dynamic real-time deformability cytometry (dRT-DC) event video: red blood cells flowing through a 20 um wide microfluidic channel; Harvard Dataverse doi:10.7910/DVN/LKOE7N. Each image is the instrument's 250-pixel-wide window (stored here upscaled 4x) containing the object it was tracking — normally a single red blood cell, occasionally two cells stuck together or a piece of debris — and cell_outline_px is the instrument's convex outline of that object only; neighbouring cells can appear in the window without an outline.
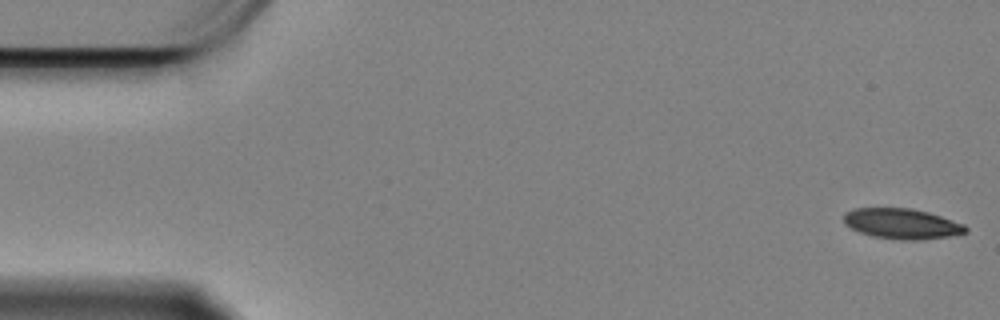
{"species": "Egyptian fruit bat (a non-hibernating species)", "species_latin": "Rousettus aegyptiacus", "temperature_condition": "cold", "stored_images_in_passage": 59, "camera_frame_rate_fps": 3000, "um_per_image_px": 0.085, "animal": {"sex": "female"}, "frame": {"image": 1, "passage_image": 1, "time_ms": 0.0, "image_size_px": [1000, 320], "cell_outline_px": [[968, 232], [948, 236], [916, 240], [900, 240], [872, 236], [860, 232], [844, 224], [844, 212], [852, 208], [912, 208], [928, 212], [964, 224], [968, 228]], "centroid_in_image_um": [76.64, 19.01], "position_along_channel_um": 8.4, "area_um2": 21.56}}
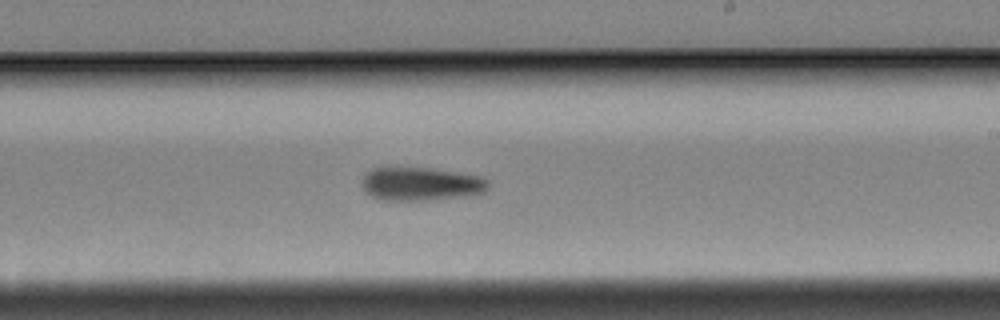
{"frame": {"image": 2, "passage_image": 34, "time_ms": 11.0, "image_size_px": [1000, 320], "cell_outline_px": [[488, 188], [484, 192], [456, 196], [424, 200], [384, 200], [372, 196], [364, 188], [364, 176], [372, 168], [380, 164], [392, 164], [432, 168], [480, 176], [488, 180]], "centroid_in_image_um": [35.7, 15.56], "position_along_channel_um": 253.3, "area_um2": 24.91}}
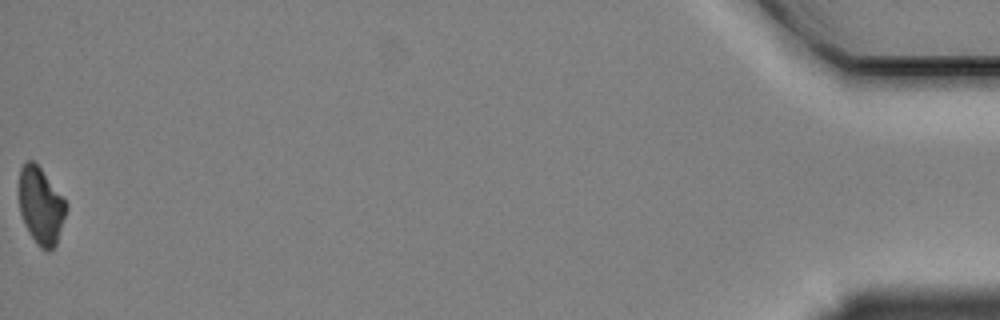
{"frame": {"image": 3, "passage_image": 59, "time_ms": 19.333, "image_size_px": [1000, 320], "cell_outline_px": [[68, 208], [56, 244], [48, 252], [44, 252], [36, 244], [28, 232], [24, 224], [20, 212], [20, 168], [24, 160], [32, 160], [40, 168], [68, 204]], "centroid_in_image_um": [3.48, 17.53], "position_along_channel_um": 431.7, "area_um2": 21.1}, "authors_computed_cell_mechanics": {"area_um2": 23.8714, "velocity_mm_per_s": 3.3393, "shape_relaxation_time_tau1_ms": 3.6954, "shape_relaxation_time_tau2_ms": null, "deformation_change_tau1": 0.1145, "deformation_change_tau2": null}}